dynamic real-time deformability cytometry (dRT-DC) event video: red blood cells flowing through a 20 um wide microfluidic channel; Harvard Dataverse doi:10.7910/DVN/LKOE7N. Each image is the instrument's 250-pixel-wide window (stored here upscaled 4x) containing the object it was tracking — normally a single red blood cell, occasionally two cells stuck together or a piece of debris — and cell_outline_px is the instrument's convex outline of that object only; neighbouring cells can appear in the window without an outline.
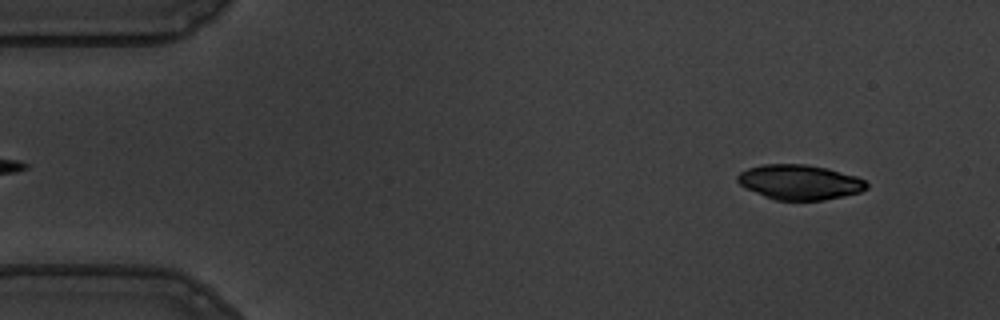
{"species": "common noctule bat (a hibernating species)", "species_latin": "Nyctalus noctula", "temperature_condition": "warm", "stored_images_in_passage": 10, "camera_frame_rate_fps": 3000, "um_per_image_px": 0.085, "animal": {"sex": "male", "body_mass_g": 19.5, "forearm_length_mm": 54.6}, "frame": {"image": 1, "passage_image": 4, "time_ms": 1.0, "image_size_px": [1000, 320], "cell_outline_px": [[868, 188], [860, 192], [844, 196], [824, 200], [776, 200], [764, 196], [740, 184], [736, 180], [736, 176], [740, 172], [748, 168], [764, 164], [804, 164], [828, 168], [856, 176], [864, 180], [868, 184]], "centroid_in_image_um": [67.99, 15.48], "position_along_channel_um": 17.0, "area_um2": 26.18}}